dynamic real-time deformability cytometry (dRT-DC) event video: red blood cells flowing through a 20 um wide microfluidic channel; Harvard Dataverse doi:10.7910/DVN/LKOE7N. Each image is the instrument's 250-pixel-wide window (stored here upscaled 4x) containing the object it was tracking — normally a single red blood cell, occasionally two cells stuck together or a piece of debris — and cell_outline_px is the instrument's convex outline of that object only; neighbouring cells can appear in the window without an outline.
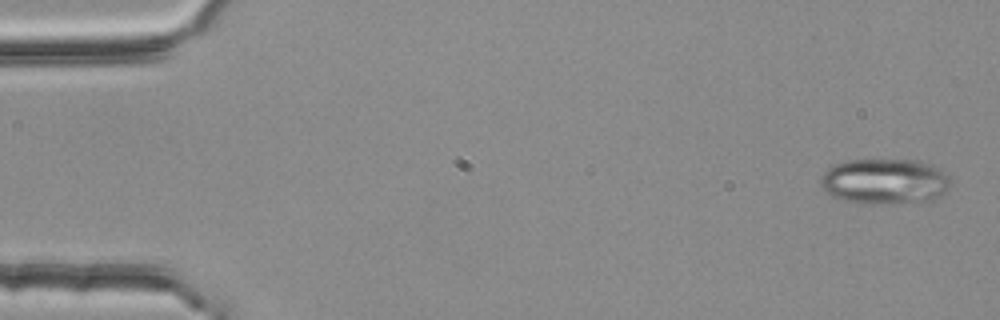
{"species": "common noctule bat (a hibernating species)", "species_latin": "Nyctalus noctula", "temperature_condition": "room temperature", "stored_images_in_passage": 4, "camera_frame_rate_fps": 3000, "um_per_image_px": 0.085, "animal": {"sex": "female", "body_mass_g": 25.1}, "frame": {"image": 1, "passage_image": 1, "time_ms": 0.0, "image_size_px": [1000, 320], "cell_outline_px": [[948, 184], [944, 192], [940, 196], [932, 200], [844, 200], [832, 196], [820, 184], [820, 176], [832, 164], [848, 160], [916, 160], [932, 164], [940, 168], [948, 176]], "centroid_in_image_um": [75.18, 15.33], "position_along_channel_um": 9.8, "area_um2": 32.95}}